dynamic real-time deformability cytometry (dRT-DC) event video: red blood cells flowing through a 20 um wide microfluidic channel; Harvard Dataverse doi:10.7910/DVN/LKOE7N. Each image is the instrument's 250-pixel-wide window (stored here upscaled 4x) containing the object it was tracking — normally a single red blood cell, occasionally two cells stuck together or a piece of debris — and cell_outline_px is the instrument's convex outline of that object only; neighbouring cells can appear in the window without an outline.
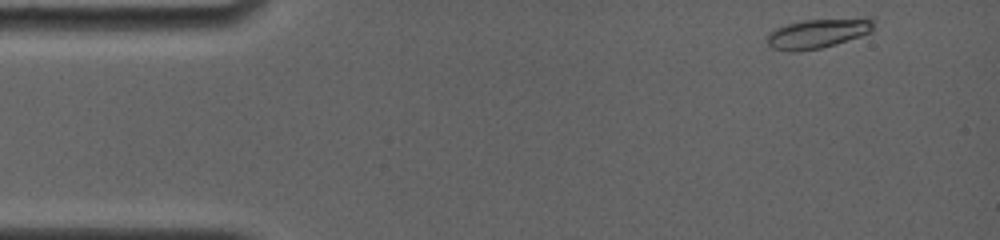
{"species": "common noctule bat (a hibernating species)", "species_latin": "Nyctalus noctula", "temperature_condition": "room temperature", "stored_images_in_passage": 81, "camera_frame_rate_fps": 4000, "um_per_image_px": 0.085, "animal": {"sex": "female", "body_mass_g": 19.0, "forearm_length_mm": 56.7}, "frame": {"image": 1, "passage_image": 1, "time_ms": 0.0, "image_size_px": [1000, 240], "cell_outline_px": [[876, 20], [872, 32], [836, 44], [820, 48], [796, 52], [788, 52], [772, 48], [768, 44], [768, 32], [784, 24], [804, 20], [868, 16], [876, 16]], "centroid_in_image_um": [69.6, 2.8], "position_along_channel_um": 15.4, "area_um2": 19.07}}
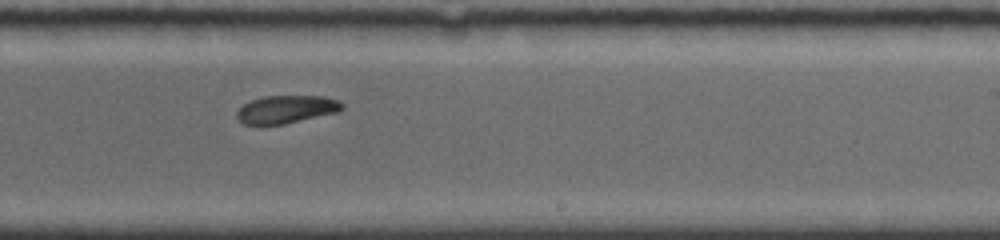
{"frame": {"image": 2, "passage_image": 51, "time_ms": 9.0, "image_size_px": [1000, 240], "cell_outline_px": [[344, 108], [340, 112], [284, 124], [244, 124], [236, 116], [236, 112], [244, 104], [252, 100], [264, 96], [324, 96], [340, 100], [344, 104]], "centroid_in_image_um": [24.41, 9.28], "position_along_channel_um": 264.6, "area_um2": 17.17}}
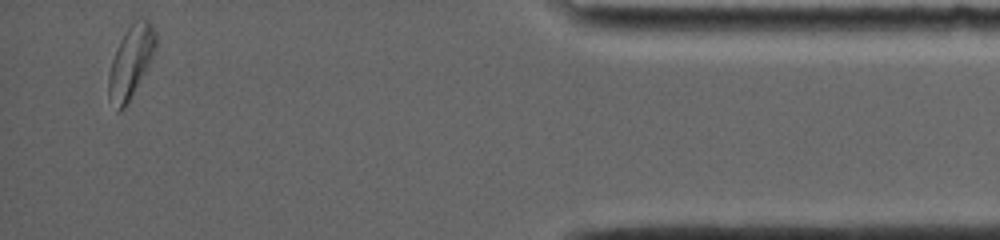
{"frame": {"image": 3, "passage_image": 81, "time_ms": 14.5, "image_size_px": [1000, 240], "cell_outline_px": [[156, 52], [124, 108], [120, 112], [116, 112], [108, 96], [108, 76], [112, 60], [116, 48], [124, 32], [132, 20], [148, 20], [152, 24], [156, 32]], "centroid_in_image_um": [11.11, 5.24], "position_along_channel_um": 424.1, "area_um2": 19.83}, "authors_computed_cell_mechanics": {"area_um2": 18.0914, "velocity_mm_per_s": 3.7838, "shape_relaxation_time_tau1_ms": 3.2412, "shape_relaxation_time_tau2_ms": null, "deformation_change_tau1": 0.1182, "deformation_change_tau2": null}}